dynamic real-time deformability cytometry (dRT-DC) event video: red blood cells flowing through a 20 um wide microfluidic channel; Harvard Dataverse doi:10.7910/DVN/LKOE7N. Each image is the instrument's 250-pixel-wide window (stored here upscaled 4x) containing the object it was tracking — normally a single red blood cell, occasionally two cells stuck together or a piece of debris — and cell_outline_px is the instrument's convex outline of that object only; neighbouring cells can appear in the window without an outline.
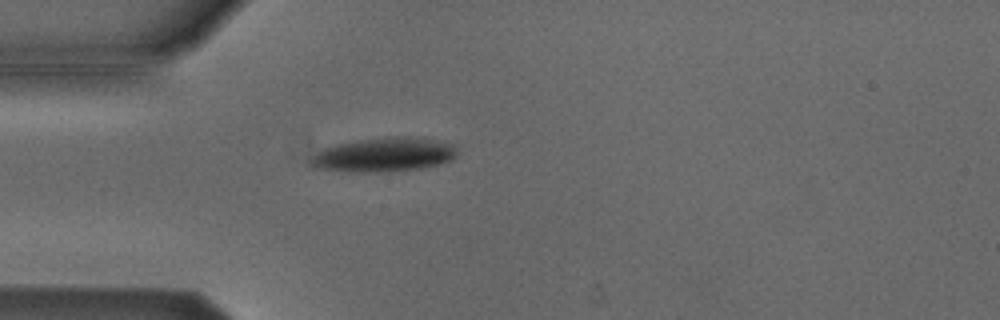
{"species": "Egyptian fruit bat (a non-hibernating species)", "species_latin": "Rousettus aegyptiacus", "temperature_condition": "cold", "stored_images_in_passage": 2, "camera_frame_rate_fps": 3000, "um_per_image_px": 0.085, "animal": {"sex": "male"}, "frame": {"image": 1, "passage_image": 2, "time_ms": 0.333, "image_size_px": [1000, 320], "cell_outline_px": [[456, 156], [452, 160], [440, 164], [420, 168], [388, 172], [348, 172], [312, 168], [312, 160], [324, 148], [336, 144], [360, 140], [388, 136], [424, 136], [456, 144]], "centroid_in_image_um": [32.74, 13.14], "position_along_channel_um": 52.3, "area_um2": 29.54}}